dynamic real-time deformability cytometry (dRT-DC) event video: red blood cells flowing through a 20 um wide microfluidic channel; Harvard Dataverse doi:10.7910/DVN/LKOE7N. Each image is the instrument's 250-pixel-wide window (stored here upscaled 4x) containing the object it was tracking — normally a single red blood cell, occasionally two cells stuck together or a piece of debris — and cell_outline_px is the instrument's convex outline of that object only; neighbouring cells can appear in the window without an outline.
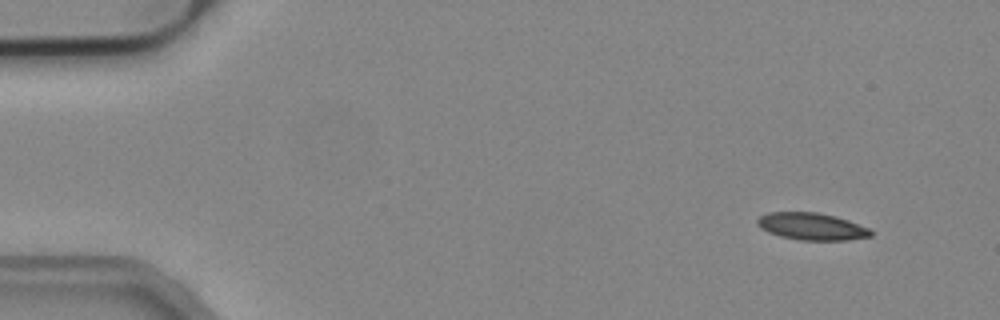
{"species": "common noctule bat (a hibernating species)", "species_latin": "Nyctalus noctula", "temperature_condition": "cold", "stored_images_in_passage": 4, "camera_frame_rate_fps": 3000, "um_per_image_px": 0.085, "animal": {"sex": "male", "body_mass_g": 19.2, "forearm_length_mm": 51.8}, "frame": {"image": 1, "passage_image": 1, "time_ms": 0.0, "image_size_px": [1000, 320], "cell_outline_px": [[872, 236], [848, 240], [800, 240], [780, 236], [768, 232], [760, 228], [756, 224], [756, 220], [760, 216], [768, 212], [816, 212], [836, 216], [848, 220], [868, 228], [872, 232]], "centroid_in_image_um": [68.96, 19.24], "position_along_channel_um": 16.0, "area_um2": 17.98}}
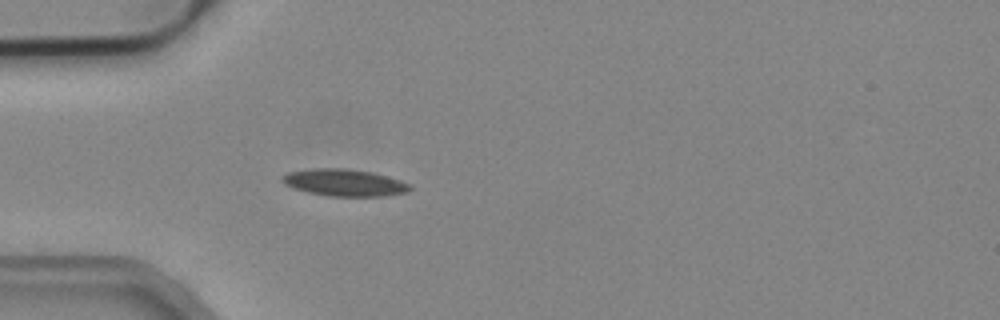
{"frame": {"image": 2, "passage_image": 4, "time_ms": 1.0, "image_size_px": [1000, 320], "cell_outline_px": [[412, 188], [408, 192], [388, 196], [328, 196], [308, 192], [292, 188], [284, 184], [280, 180], [280, 176], [288, 172], [316, 168], [344, 168], [372, 172], [388, 176], [400, 180], [408, 184]], "centroid_in_image_um": [29.25, 15.52], "position_along_channel_um": 55.7, "area_um2": 20.23}}